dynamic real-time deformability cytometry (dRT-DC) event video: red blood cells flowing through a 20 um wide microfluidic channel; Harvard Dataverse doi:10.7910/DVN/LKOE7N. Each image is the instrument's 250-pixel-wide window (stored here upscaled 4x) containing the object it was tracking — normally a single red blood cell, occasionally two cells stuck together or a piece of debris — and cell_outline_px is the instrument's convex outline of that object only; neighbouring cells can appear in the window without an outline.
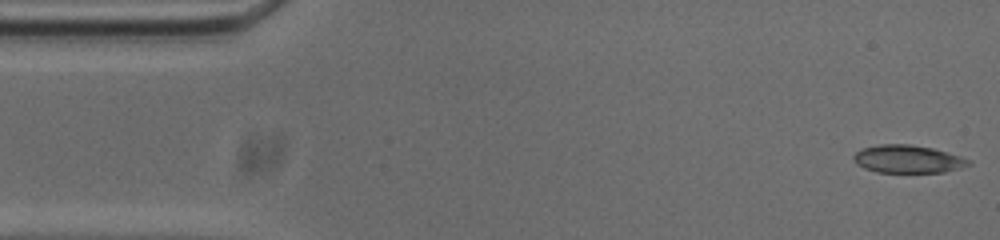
{"species": "common noctule bat (a hibernating species)", "species_latin": "Nyctalus noctula", "temperature_condition": "cold", "stored_images_in_passage": 53, "camera_frame_rate_fps": 3000, "um_per_image_px": 0.085, "animal": {"sex": "male", "body_mass_g": 20.0, "forearm_length_mm": 53.3}, "frame": {"image": 1, "passage_image": 1, "time_ms": 0.0, "image_size_px": [1000, 240], "cell_outline_px": [[972, 164], [944, 172], [876, 172], [864, 168], [856, 164], [852, 160], [852, 156], [860, 148], [880, 144], [908, 144], [932, 148], [960, 156], [972, 160]], "centroid_in_image_um": [77.12, 13.52], "position_along_channel_um": 7.9, "area_um2": 18.73}}
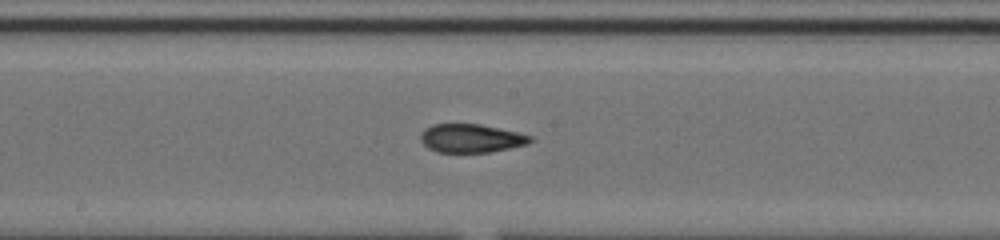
{"frame": {"image": 2, "passage_image": 26, "time_ms": 8.333, "image_size_px": [1000, 240], "cell_outline_px": [[536, 140], [528, 144], [492, 152], [436, 152], [428, 148], [420, 140], [420, 132], [424, 128], [432, 124], [480, 124], [516, 132], [532, 136]], "centroid_in_image_um": [40.04, 11.75], "position_along_channel_um": 208.2, "area_um2": 18.38}}
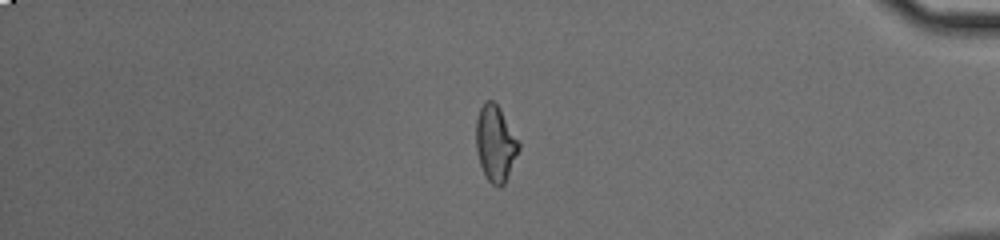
{"frame": {"image": 3, "passage_image": 44, "time_ms": 14.333, "image_size_px": [1000, 240], "cell_outline_px": [[520, 148], [504, 184], [500, 188], [496, 188], [488, 180], [480, 164], [476, 148], [476, 120], [480, 108], [484, 100], [492, 100], [500, 108], [520, 144]], "centroid_in_image_um": [42.1, 12.19], "position_along_channel_um": 393.1, "area_um2": 18.79}, "authors_computed_cell_mechanics": {"area_um2": 18.9006, "velocity_mm_per_s": 3.7337, "shape_relaxation_time_tau1_ms": null, "shape_relaxation_time_tau2_ms": 3.0294, "deformation_change_tau1": null, "deformation_change_tau2": 0.0968}}